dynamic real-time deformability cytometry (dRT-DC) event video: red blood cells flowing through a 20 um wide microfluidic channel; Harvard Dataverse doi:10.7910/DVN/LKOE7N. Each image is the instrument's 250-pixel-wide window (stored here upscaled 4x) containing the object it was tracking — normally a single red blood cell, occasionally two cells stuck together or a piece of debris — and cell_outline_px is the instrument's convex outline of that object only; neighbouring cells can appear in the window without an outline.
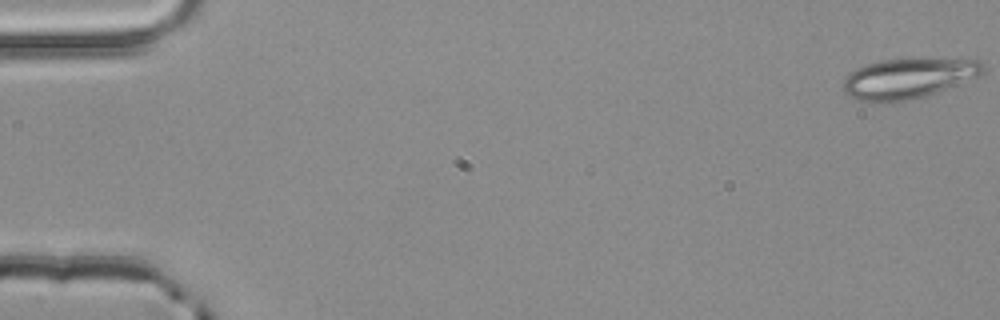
{"species": "common noctule bat (a hibernating species)", "species_latin": "Nyctalus noctula", "temperature_condition": "room temperature", "stored_images_in_passage": 4, "camera_frame_rate_fps": 3000, "um_per_image_px": 0.085, "animal": {"sex": "male", "body_mass_g": 20.4}, "frame": {"image": 1, "passage_image": 1, "time_ms": 0.0, "image_size_px": [1000, 320], "cell_outline_px": [[984, 72], [976, 76], [936, 92], [912, 100], [876, 104], [856, 100], [848, 96], [844, 92], [844, 80], [856, 68], [864, 64], [884, 60], [912, 56], [976, 56], [984, 64]], "centroid_in_image_um": [77.28, 6.59], "position_along_channel_um": 7.7, "area_um2": 34.56}}